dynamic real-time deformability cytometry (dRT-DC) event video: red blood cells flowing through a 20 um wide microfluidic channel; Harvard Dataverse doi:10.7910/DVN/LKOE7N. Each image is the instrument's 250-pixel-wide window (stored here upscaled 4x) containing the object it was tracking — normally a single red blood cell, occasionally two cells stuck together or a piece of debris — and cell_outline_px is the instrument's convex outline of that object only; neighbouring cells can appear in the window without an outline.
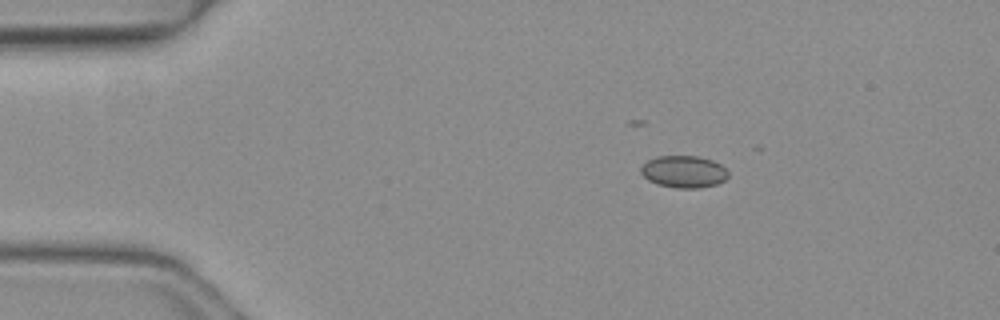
{"species": "common noctule bat (a hibernating species)", "species_latin": "Nyctalus noctula", "temperature_condition": "warm", "stored_images_in_passage": 4, "camera_frame_rate_fps": 3000, "um_per_image_px": 0.085, "animal": {"sex": "female", "body_mass_g": 19.3, "forearm_length_mm": 54.1}, "frame": {"image": 1, "passage_image": 2, "time_ms": 0.333, "image_size_px": [1000, 320], "cell_outline_px": [[728, 176], [724, 180], [716, 184], [700, 188], [676, 188], [656, 184], [648, 180], [640, 172], [640, 168], [648, 160], [660, 156], [696, 156], [712, 160], [720, 164], [728, 172]], "centroid_in_image_um": [58.11, 14.6], "position_along_channel_um": 26.9, "area_um2": 16.24}}
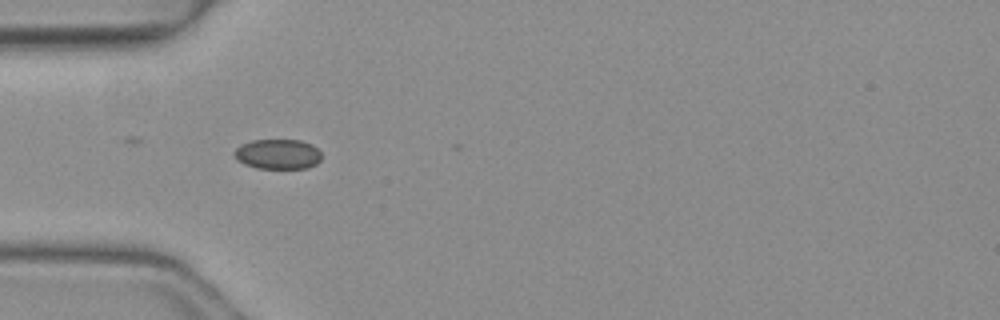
{"frame": {"image": 2, "passage_image": 4, "time_ms": 1.0, "image_size_px": [1000, 320], "cell_outline_px": [[320, 160], [316, 164], [308, 168], [256, 168], [244, 164], [236, 160], [232, 152], [240, 144], [252, 140], [300, 140], [312, 144], [320, 152]], "centroid_in_image_um": [23.57, 13.1], "position_along_channel_um": 61.4, "area_um2": 15.37}}